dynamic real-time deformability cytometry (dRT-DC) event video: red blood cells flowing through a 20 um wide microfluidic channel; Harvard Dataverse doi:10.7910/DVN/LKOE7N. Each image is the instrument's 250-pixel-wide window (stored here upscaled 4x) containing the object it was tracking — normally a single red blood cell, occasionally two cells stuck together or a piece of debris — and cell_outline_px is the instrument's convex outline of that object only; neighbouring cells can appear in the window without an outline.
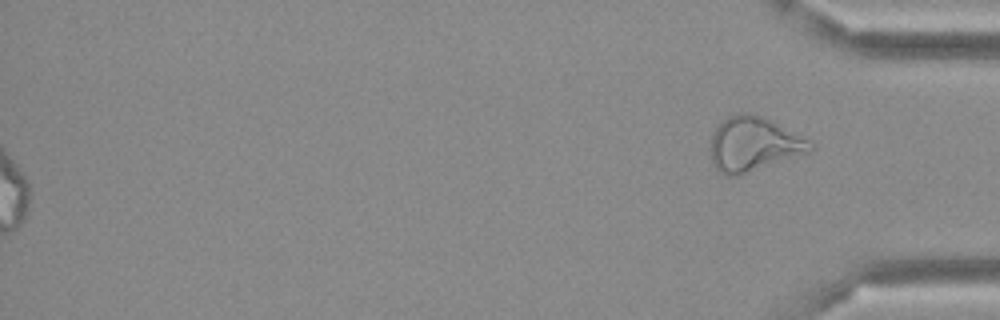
{"species": "Egyptian fruit bat (a non-hibernating species)", "species_latin": "Rousettus aegyptiacus", "temperature_condition": "cold", "stored_images_in_passage": 35, "segment_of_instrument_passage": [2, 2], "camera_frame_rate_fps": 3000, "um_per_image_px": 0.085, "frame": {"image": 1, "passage_image": 35, "time_ms": 11.333, "image_size_px": [1000, 320], "cell_outline_px": [[816, 148], [812, 152], [736, 176], [728, 176], [720, 172], [712, 164], [708, 148], [712, 136], [716, 128], [728, 116], [740, 112], [748, 112], [764, 116], [816, 144]], "centroid_in_image_um": [64.06, 12.25], "position_along_channel_um": 371.1, "area_um2": 31.96}}